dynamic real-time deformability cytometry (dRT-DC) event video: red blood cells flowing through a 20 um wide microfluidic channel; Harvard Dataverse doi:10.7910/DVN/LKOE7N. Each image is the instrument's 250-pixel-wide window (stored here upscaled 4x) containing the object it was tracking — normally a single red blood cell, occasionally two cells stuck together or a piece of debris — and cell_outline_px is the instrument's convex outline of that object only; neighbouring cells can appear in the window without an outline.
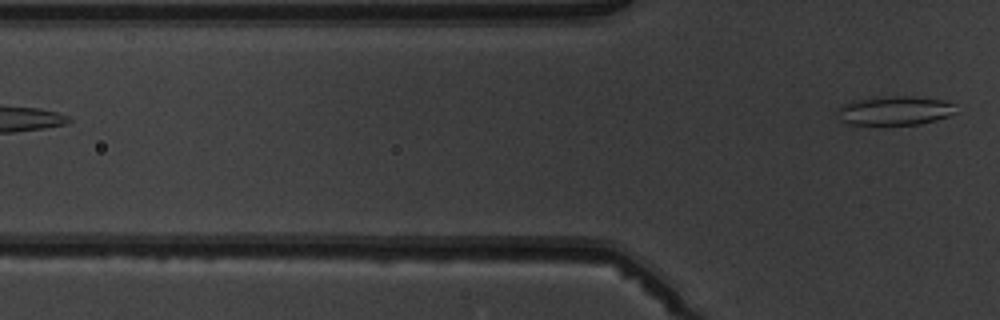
{"species": "common noctule bat (a hibernating species)", "species_latin": "Nyctalus noctula", "temperature_condition": "warm", "stored_images_in_passage": 4, "camera_frame_rate_fps": 3000, "um_per_image_px": 0.085, "animal": {"sex": "male", "body_mass_g": 19.5, "forearm_length_mm": 54.6}, "frame": {"image": 1, "passage_image": 4, "time_ms": 3.333, "image_size_px": [1000, 320], "cell_outline_px": [[956, 112], [948, 116], [936, 120], [920, 124], [852, 124], [840, 120], [836, 112], [836, 108], [852, 100], [888, 96], [912, 96], [944, 100], [956, 104]], "centroid_in_image_um": [76.07, 9.39], "position_along_channel_um": 49.7, "area_um2": 20.11}}